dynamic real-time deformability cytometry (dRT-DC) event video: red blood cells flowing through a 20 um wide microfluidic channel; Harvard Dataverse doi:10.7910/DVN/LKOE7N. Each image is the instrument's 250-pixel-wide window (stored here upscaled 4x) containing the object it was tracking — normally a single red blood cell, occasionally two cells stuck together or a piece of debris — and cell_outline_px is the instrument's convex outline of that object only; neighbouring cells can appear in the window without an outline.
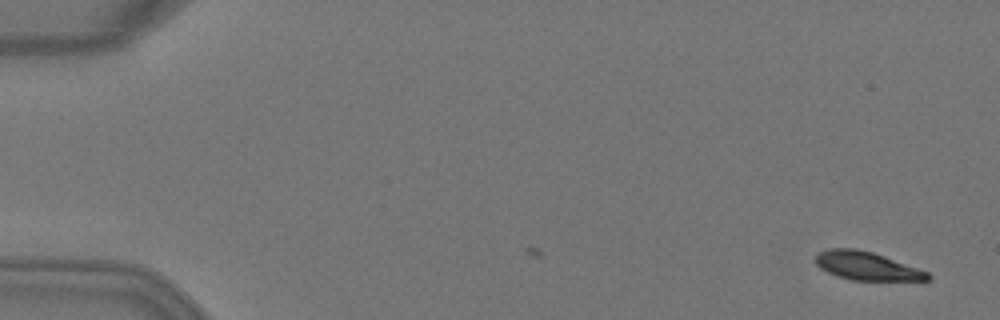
{"species": "Egyptian fruit bat (a non-hibernating species)", "species_latin": "Rousettus aegyptiacus", "temperature_condition": "warm", "stored_images_in_passage": 2, "camera_frame_rate_fps": 3000, "um_per_image_px": 0.085, "animal": {"sex": "female"}, "frame": {"image": 1, "passage_image": 2, "time_ms": 0.333, "image_size_px": [1000, 320], "cell_outline_px": [[932, 276], [928, 280], [848, 280], [828, 272], [820, 268], [812, 260], [820, 252], [832, 248], [856, 248], [872, 252], [884, 256], [928, 272]], "centroid_in_image_um": [73.64, 22.6], "position_along_channel_um": 11.4, "area_um2": 18.38}}